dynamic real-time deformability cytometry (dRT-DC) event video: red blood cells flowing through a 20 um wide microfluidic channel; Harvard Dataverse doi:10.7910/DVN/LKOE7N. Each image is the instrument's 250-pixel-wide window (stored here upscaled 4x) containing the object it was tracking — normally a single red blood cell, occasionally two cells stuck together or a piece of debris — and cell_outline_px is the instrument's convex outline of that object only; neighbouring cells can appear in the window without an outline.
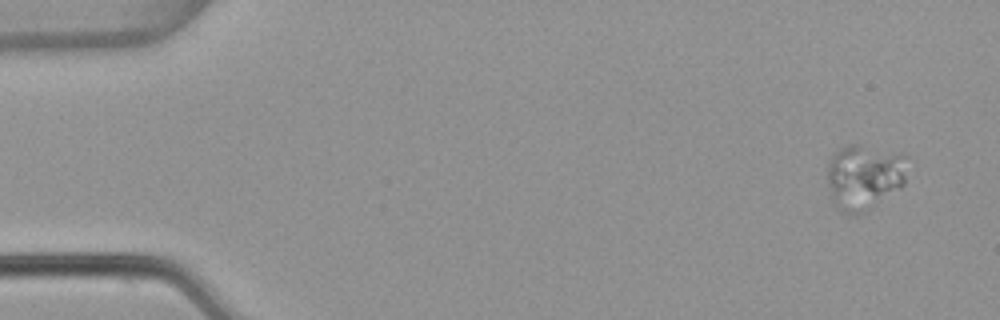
{"species": "common noctule bat (a hibernating species)", "species_latin": "Nyctalus noctula", "temperature_condition": "warm", "stored_images_in_passage": 4, "camera_frame_rate_fps": 3000, "um_per_image_px": 0.085, "animal": {"sex": "female", "body_mass_g": 22.7, "forearm_length_mm": 54.2}, "frame": {"image": 1, "passage_image": 1, "time_ms": 0.0, "image_size_px": [1000, 320], "cell_outline_px": [[908, 156], [904, 184], [900, 188], [856, 216], [840, 212], [832, 204], [828, 184], [828, 160], [840, 148], [848, 144], [860, 144], [900, 152]], "centroid_in_image_um": [73.45, 15.01], "position_along_channel_um": 11.6, "area_um2": 30.92}}
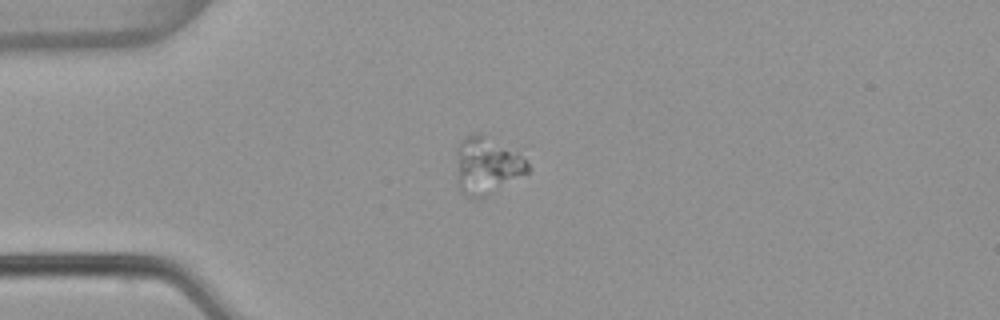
{"frame": {"image": 2, "passage_image": 4, "time_ms": 1.0, "image_size_px": [1000, 320], "cell_outline_px": [[532, 168], [528, 172], [480, 200], [472, 200], [460, 192], [456, 152], [456, 148], [460, 140], [476, 132], [520, 152]], "centroid_in_image_um": [41.4, 14.1], "position_along_channel_um": 43.6, "area_um2": 24.04}}